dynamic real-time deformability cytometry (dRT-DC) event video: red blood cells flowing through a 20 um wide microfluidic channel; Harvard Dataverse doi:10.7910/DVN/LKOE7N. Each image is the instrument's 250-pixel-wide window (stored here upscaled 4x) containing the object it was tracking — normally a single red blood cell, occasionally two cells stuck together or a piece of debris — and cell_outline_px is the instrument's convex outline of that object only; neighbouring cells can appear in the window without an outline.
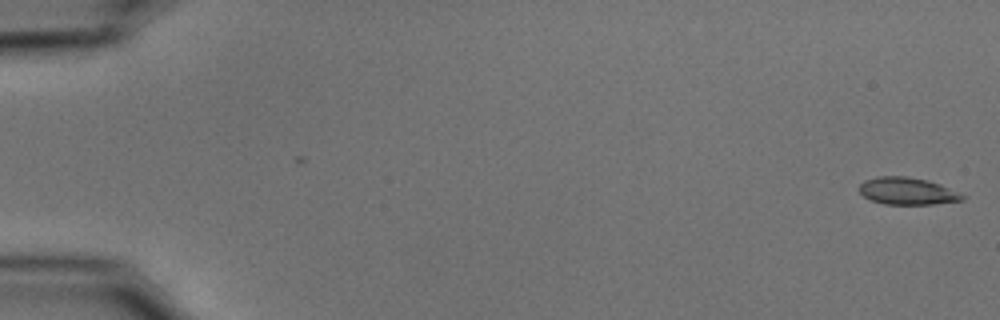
{"species": "common noctule bat (a hibernating species)", "species_latin": "Nyctalus noctula", "temperature_condition": "cold", "stored_images_in_passage": 54, "camera_frame_rate_fps": 3000, "um_per_image_px": 0.085, "animal": {"sex": "male", "body_mass_g": 15.6}, "frame": {"image": 1, "passage_image": 1, "time_ms": 0.0, "image_size_px": [1000, 320], "cell_outline_px": [[968, 196], [964, 200], [932, 204], [884, 204], [872, 200], [864, 196], [860, 192], [860, 184], [864, 180], [880, 176], [908, 176], [928, 180], [940, 184]], "centroid_in_image_um": [77.16, 16.24], "position_along_channel_um": 7.8, "area_um2": 16.36}}
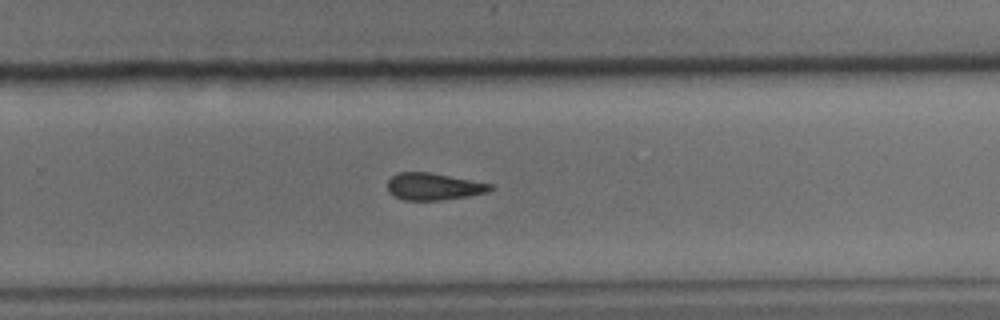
{"frame": {"image": 2, "passage_image": 36, "time_ms": 11.667, "image_size_px": [1000, 320], "cell_outline_px": [[492, 188], [488, 192], [468, 196], [440, 200], [404, 200], [388, 192], [388, 180], [396, 172], [428, 172], [492, 184]], "centroid_in_image_um": [36.83, 15.85], "position_along_channel_um": 293.0, "area_um2": 16.01}}
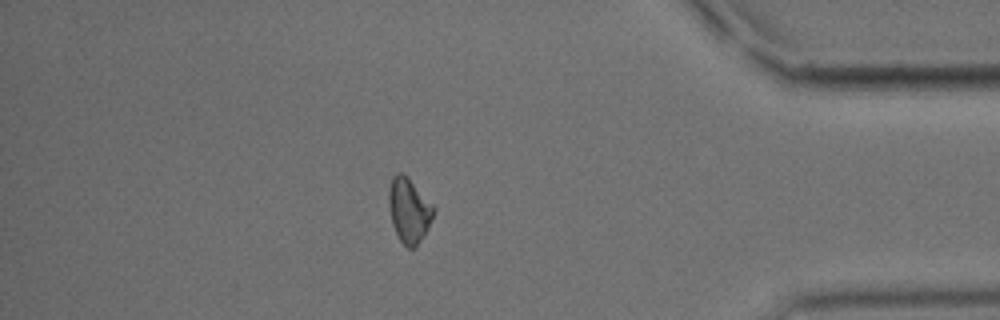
{"frame": {"image": 3, "passage_image": 47, "time_ms": 15.333, "image_size_px": [1000, 320], "cell_outline_px": [[436, 208], [428, 228], [416, 248], [408, 248], [400, 240], [392, 224], [388, 204], [388, 188], [392, 176], [396, 172], [400, 172], [408, 176]], "centroid_in_image_um": [34.75, 17.84], "position_along_channel_um": 400.4, "area_um2": 17.11}, "authors_computed_cell_mechanics": {"area_um2": 16.9065, "velocity_mm_per_s": 3.7633, "shape_relaxation_time_tau1_ms": 8.7497, "shape_relaxation_time_tau2_ms": 8.5758, "deformation_change_tau1": 0.1461, "deformation_change_tau2": 0.1562}}